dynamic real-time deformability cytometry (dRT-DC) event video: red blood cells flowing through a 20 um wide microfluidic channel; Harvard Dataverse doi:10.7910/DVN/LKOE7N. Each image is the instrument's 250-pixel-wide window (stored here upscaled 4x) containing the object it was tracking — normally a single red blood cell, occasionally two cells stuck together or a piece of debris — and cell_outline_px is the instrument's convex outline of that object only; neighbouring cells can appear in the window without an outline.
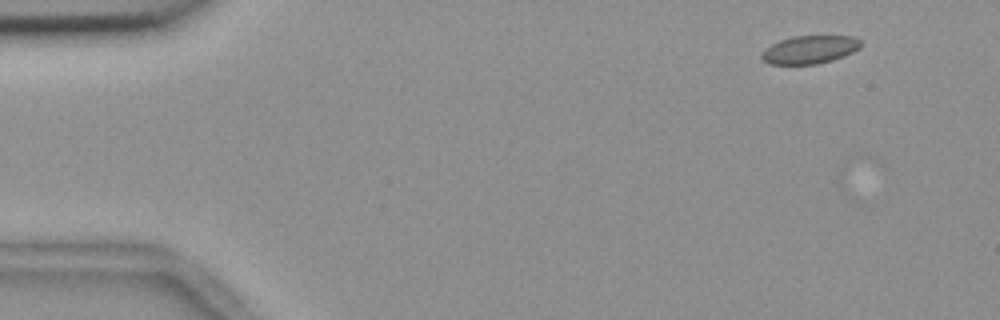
{"species": "common noctule bat (a hibernating species)", "species_latin": "Nyctalus noctula", "temperature_condition": "room temperature", "stored_images_in_passage": 2, "camera_frame_rate_fps": 3000, "um_per_image_px": 0.085, "animal": {"sex": "female", "body_mass_g": 18.4}, "frame": {"image": 1, "passage_image": 1, "time_ms": 0.0, "image_size_px": [1000, 320], "cell_outline_px": [[860, 48], [844, 56], [832, 60], [816, 64], [768, 64], [760, 56], [772, 44], [780, 40], [792, 36], [852, 36], [860, 40]], "centroid_in_image_um": [68.84, 4.22], "position_along_channel_um": 16.2, "area_um2": 16.01}}